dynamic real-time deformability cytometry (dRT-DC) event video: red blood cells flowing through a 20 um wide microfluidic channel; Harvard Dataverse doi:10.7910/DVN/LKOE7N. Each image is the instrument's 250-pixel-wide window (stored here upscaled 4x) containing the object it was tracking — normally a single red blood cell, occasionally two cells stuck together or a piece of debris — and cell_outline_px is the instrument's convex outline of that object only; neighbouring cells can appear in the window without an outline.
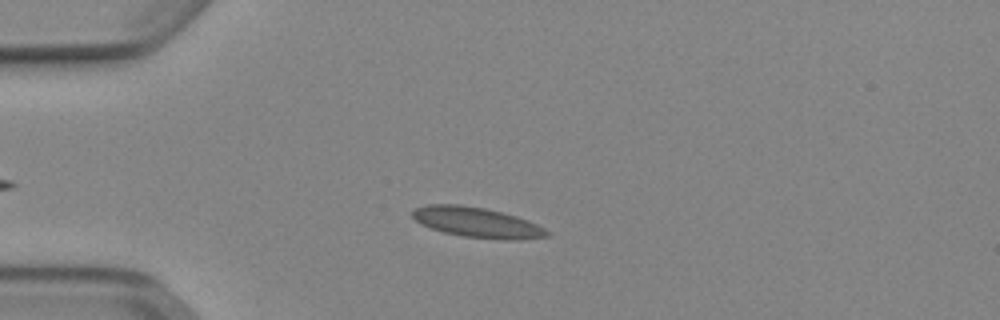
{"species": "Egyptian fruit bat (a non-hibernating species)", "species_latin": "Rousettus aegyptiacus", "temperature_condition": "cold", "stored_images_in_passage": 43, "camera_frame_rate_fps": 3000, "um_per_image_px": 0.085, "animal": {"sex": "female"}, "frame": {"image": 1, "passage_image": 10, "time_ms": 3.0, "image_size_px": [1000, 320], "cell_outline_px": [[552, 232], [548, 236], [520, 240], [500, 240], [464, 236], [444, 232], [420, 224], [412, 216], [412, 212], [416, 208], [428, 204], [460, 204], [484, 208], [516, 216], [528, 220]], "centroid_in_image_um": [40.57, 18.91], "position_along_channel_um": 44.4, "area_um2": 23.64}}
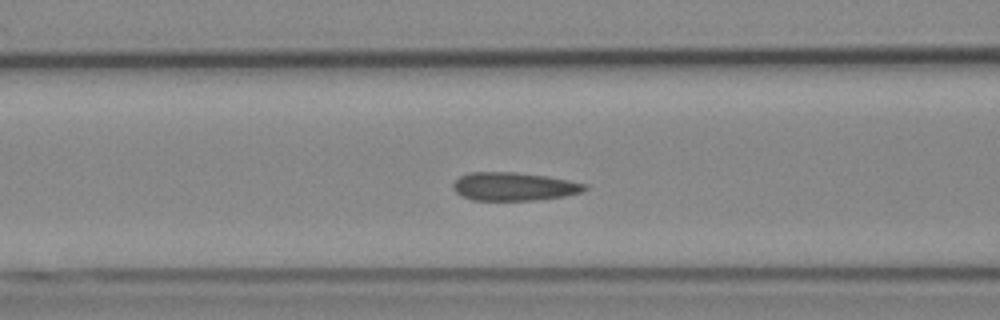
{"frame": {"image": 2, "passage_image": 18, "time_ms": 5.667, "image_size_px": [1000, 320], "cell_outline_px": [[588, 188], [584, 192], [564, 196], [536, 200], [472, 200], [460, 196], [452, 188], [452, 184], [460, 176], [468, 172], [516, 172], [548, 176], [588, 184]], "centroid_in_image_um": [43.69, 15.85], "position_along_channel_um": 122.9, "area_um2": 21.96}}
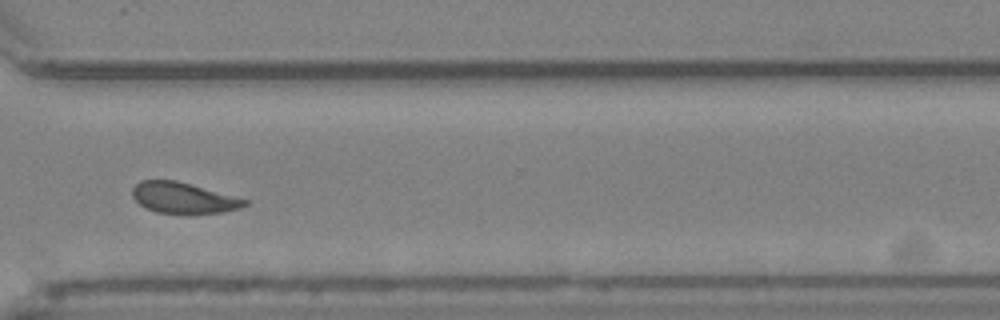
{"frame": {"image": 3, "passage_image": 36, "time_ms": 11.667, "image_size_px": [1000, 320], "cell_outline_px": [[248, 204], [240, 208], [224, 212], [156, 212], [144, 208], [132, 196], [132, 188], [140, 180], [176, 180], [248, 200]], "centroid_in_image_um": [15.55, 16.8], "position_along_channel_um": 355.1, "area_um2": 19.77}, "authors_computed_cell_mechanics": {"area_um2": 22.3108, "velocity_mm_per_s": 3.8678, "shape_relaxation_time_tau1_ms": null, "shape_relaxation_time_tau2_ms": 2.446, "deformation_change_tau1": null, "deformation_change_tau2": 0.0438}}